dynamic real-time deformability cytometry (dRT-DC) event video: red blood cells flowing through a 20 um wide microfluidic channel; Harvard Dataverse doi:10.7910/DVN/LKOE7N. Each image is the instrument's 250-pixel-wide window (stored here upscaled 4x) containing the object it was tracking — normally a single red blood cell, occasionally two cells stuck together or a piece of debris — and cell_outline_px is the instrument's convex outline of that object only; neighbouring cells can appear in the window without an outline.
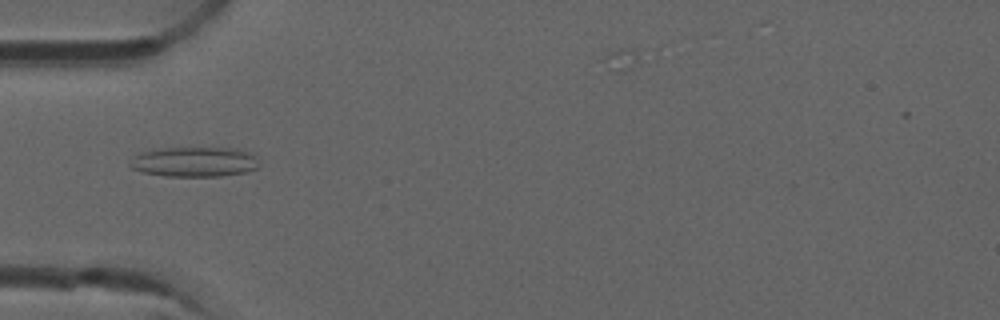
{"species": "common noctule bat (a hibernating species)", "species_latin": "Nyctalus noctula", "temperature_condition": "room temperature", "stored_images_in_passage": 46, "camera_frame_rate_fps": 3000, "um_per_image_px": 0.085, "animal": {"sex": "male", "forearm_length_mm": 52.5}, "frame": {"image": 1, "passage_image": 17, "time_ms": 5.333, "image_size_px": [1000, 320], "cell_outline_px": [[260, 164], [256, 168], [244, 172], [220, 176], [164, 176], [140, 172], [132, 168], [128, 164], [136, 152], [152, 148], [236, 148], [248, 152], [256, 156]], "centroid_in_image_um": [16.45, 13.74], "position_along_channel_um": 68.5, "area_um2": 22.89}}
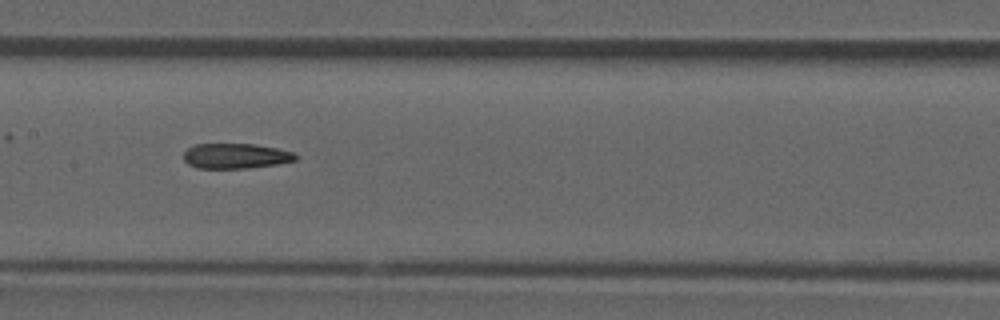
{"frame": {"image": 2, "passage_image": 26, "time_ms": 8.333, "image_size_px": [1000, 320], "cell_outline_px": [[296, 160], [276, 164], [248, 168], [196, 168], [188, 164], [184, 160], [184, 152], [188, 148], [196, 144], [256, 144], [276, 148], [292, 152], [296, 156]], "centroid_in_image_um": [20.0, 13.26], "position_along_channel_um": 187.4, "area_um2": 16.3}}
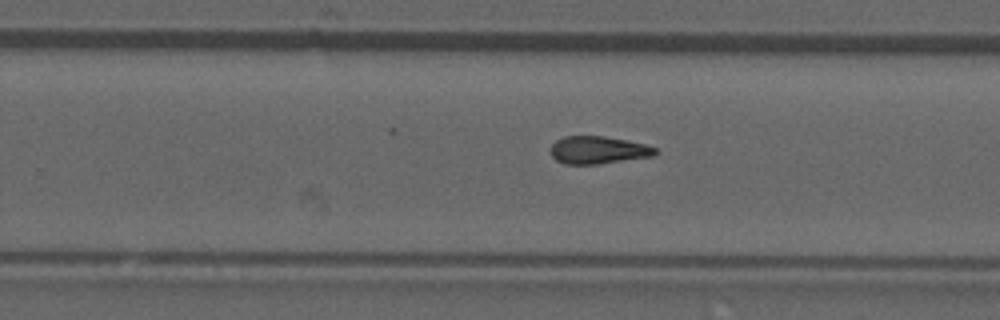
{"frame": {"image": 3, "passage_image": 33, "time_ms": 10.667, "image_size_px": [1000, 320], "cell_outline_px": [[660, 152], [656, 156], [600, 164], [564, 164], [556, 160], [552, 156], [552, 144], [556, 140], [564, 136], [604, 136], [644, 144], [656, 148]], "centroid_in_image_um": [50.88, 12.76], "position_along_channel_um": 278.9, "area_um2": 16.94}}